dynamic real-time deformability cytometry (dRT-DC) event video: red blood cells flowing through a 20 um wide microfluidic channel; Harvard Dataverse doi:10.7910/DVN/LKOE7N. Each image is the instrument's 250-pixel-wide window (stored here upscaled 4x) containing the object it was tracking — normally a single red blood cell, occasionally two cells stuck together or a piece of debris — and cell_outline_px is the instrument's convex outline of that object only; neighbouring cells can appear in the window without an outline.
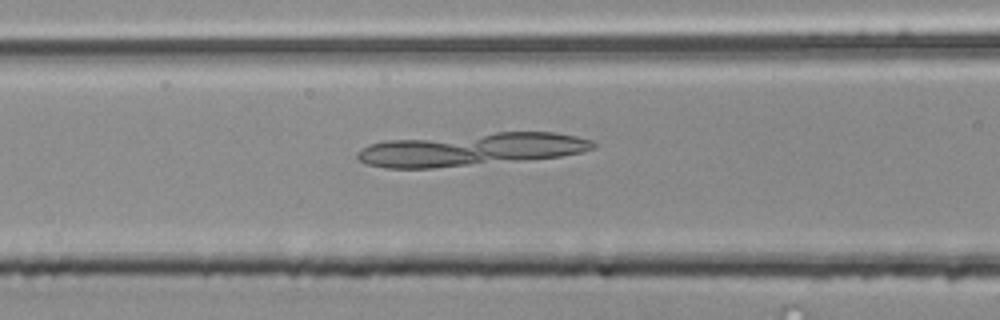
{"species": "common noctule bat (a hibernating species)", "species_latin": "Nyctalus noctula", "temperature_condition": "room temperature", "stored_images_in_passage": 41, "camera_frame_rate_fps": 3000, "um_per_image_px": 0.085, "animal": {"sex": "male", "body_mass_g": 20.4}, "frame": {"image": 1, "passage_image": 23, "time_ms": 7.333, "image_size_px": [1000, 320], "cell_outline_px": [[596, 148], [580, 152], [560, 156], [520, 160], [432, 168], [384, 168], [368, 164], [360, 160], [356, 156], [356, 152], [360, 148], [368, 144], [388, 140], [496, 132], [556, 132], [576, 136], [592, 140], [596, 144]], "centroid_in_image_um": [40.02, 12.69], "position_along_channel_um": 126.6, "area_um2": 44.85}}